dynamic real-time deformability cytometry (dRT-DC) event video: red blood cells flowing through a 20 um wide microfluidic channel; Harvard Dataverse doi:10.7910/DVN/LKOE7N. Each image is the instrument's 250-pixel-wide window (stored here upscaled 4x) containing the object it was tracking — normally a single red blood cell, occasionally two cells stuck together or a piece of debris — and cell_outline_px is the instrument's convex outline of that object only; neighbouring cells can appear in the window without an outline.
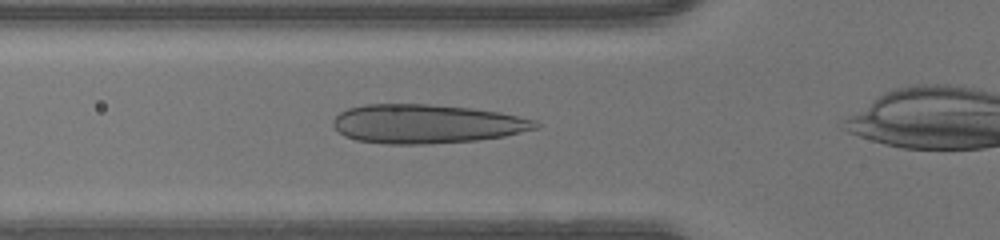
{"species": "human", "species_latin": "Homo sapiens", "temperature_condition": "warm", "stored_images_in_passage": 26, "camera_frame_rate_fps": 3000, "um_per_image_px": 0.085, "donor": {"sex": "male"}, "frame": {"image": 1, "passage_image": 4, "time_ms": 1.0, "image_size_px": [1000, 240], "cell_outline_px": [[540, 124], [536, 128], [504, 136], [476, 140], [428, 144], [388, 144], [356, 140], [344, 136], [332, 124], [332, 120], [340, 112], [348, 108], [364, 104], [428, 104], [472, 108], [500, 112], [536, 120]], "centroid_in_image_um": [36.23, 10.52], "position_along_channel_um": 89.6, "area_um2": 45.95}}
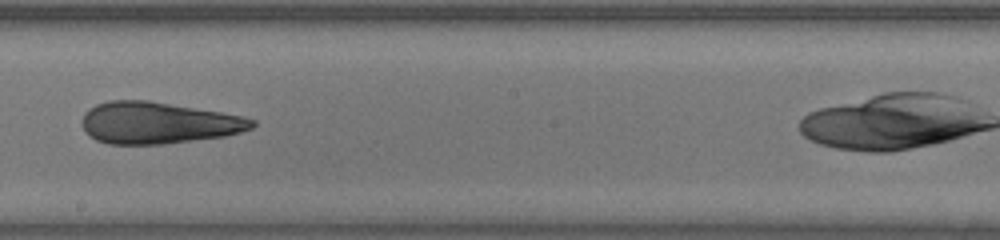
{"frame": {"image": 2, "passage_image": 14, "time_ms": 4.333, "image_size_px": [1000, 240], "cell_outline_px": [[256, 124], [252, 128], [240, 132], [224, 136], [160, 144], [108, 144], [96, 140], [88, 136], [84, 128], [84, 112], [88, 108], [96, 104], [108, 100], [148, 100], [244, 116], [256, 120]], "centroid_in_image_um": [13.43, 10.44], "position_along_channel_um": 234.8, "area_um2": 41.15}}
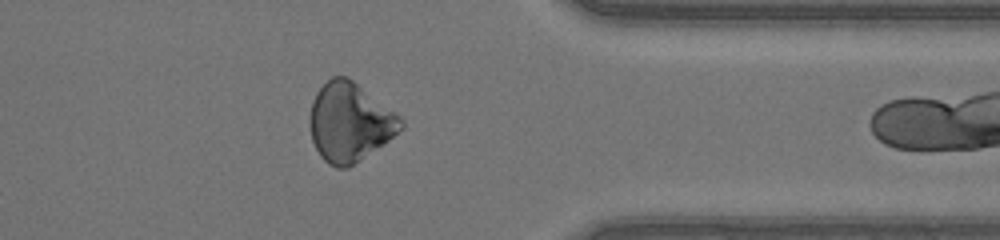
{"frame": {"image": 3, "passage_image": 25, "time_ms": 8.0, "image_size_px": [1000, 240], "cell_outline_px": [[404, 128], [388, 140], [348, 168], [336, 168], [328, 164], [320, 156], [312, 140], [308, 124], [308, 120], [312, 100], [316, 92], [332, 76], [344, 76], [352, 80], [396, 112], [400, 116], [404, 124]], "centroid_in_image_um": [29.7, 10.39], "position_along_channel_um": 381.7, "area_um2": 41.73}}